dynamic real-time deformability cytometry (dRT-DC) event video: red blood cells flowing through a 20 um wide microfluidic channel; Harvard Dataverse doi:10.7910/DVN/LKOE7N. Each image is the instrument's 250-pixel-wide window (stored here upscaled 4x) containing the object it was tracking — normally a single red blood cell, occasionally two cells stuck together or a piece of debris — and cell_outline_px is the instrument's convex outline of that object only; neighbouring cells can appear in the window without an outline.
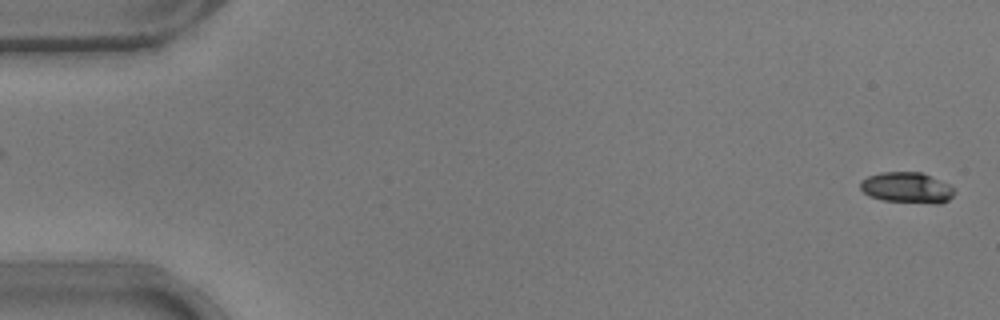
{"species": "common noctule bat (a hibernating species)", "species_latin": "Nyctalus noctula", "temperature_condition": "warm", "stored_images_in_passage": 55, "camera_frame_rate_fps": 3000, "um_per_image_px": 0.085, "animal": {"sex": "male", "body_mass_g": 17.9}, "frame": {"image": 1, "passage_image": 2, "time_ms": 0.333, "image_size_px": [1000, 320], "cell_outline_px": [[956, 192], [948, 200], [940, 204], [936, 204], [884, 200], [868, 196], [860, 188], [860, 180], [868, 176], [880, 172], [920, 172], [948, 184]], "centroid_in_image_um": [77.06, 15.95], "position_along_channel_um": 7.9, "area_um2": 16.82}}
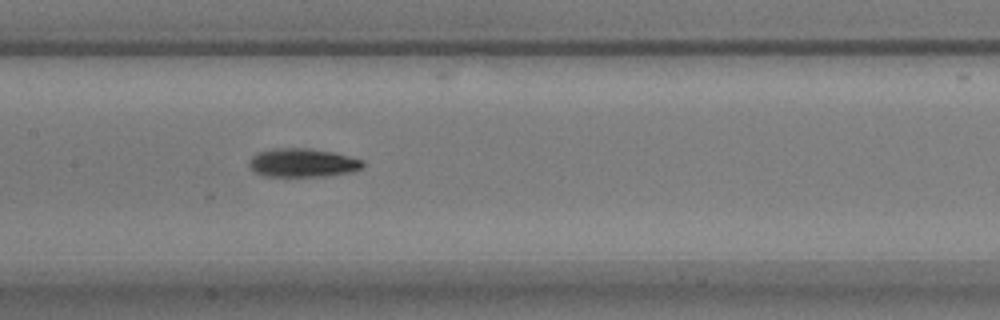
{"frame": {"image": 2, "passage_image": 27, "time_ms": 8.667, "image_size_px": [1000, 320], "cell_outline_px": [[364, 168], [352, 172], [324, 176], [264, 176], [252, 172], [248, 168], [248, 160], [256, 152], [272, 148], [308, 148], [332, 152], [364, 160]], "centroid_in_image_um": [25.67, 13.84], "position_along_channel_um": 181.7, "area_um2": 19.31}}
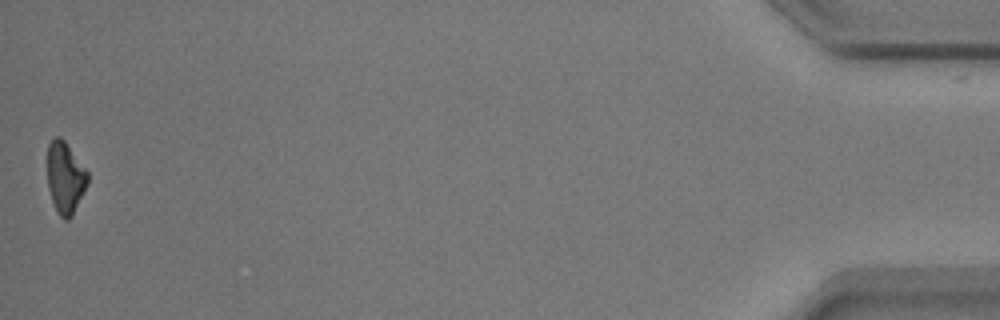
{"frame": {"image": 3, "passage_image": 54, "time_ms": 17.667, "image_size_px": [1000, 320], "cell_outline_px": [[88, 184], [72, 216], [68, 220], [64, 220], [56, 212], [48, 188], [48, 144], [56, 136], [60, 136], [64, 140], [88, 172]], "centroid_in_image_um": [5.55, 15.12], "position_along_channel_um": 429.7, "area_um2": 16.76}}